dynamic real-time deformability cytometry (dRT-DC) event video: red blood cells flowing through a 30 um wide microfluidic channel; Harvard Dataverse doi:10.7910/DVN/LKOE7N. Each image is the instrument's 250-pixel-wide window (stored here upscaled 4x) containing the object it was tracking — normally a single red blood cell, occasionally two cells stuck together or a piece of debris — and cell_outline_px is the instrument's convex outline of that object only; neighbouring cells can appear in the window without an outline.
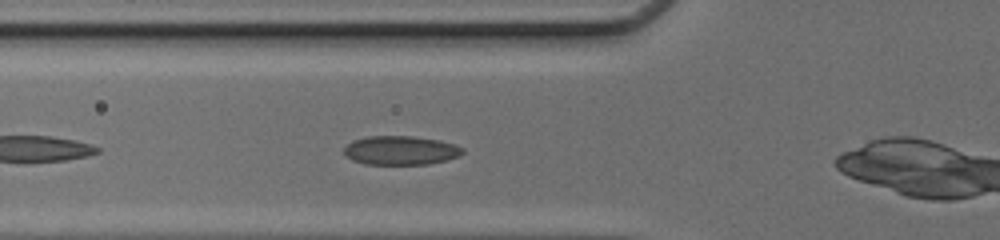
{"species": "common noctule bat (a hibernating species)", "species_latin": "Nyctalus noctula", "temperature_condition": "cold", "stored_images_in_passage": 28, "camera_frame_rate_fps": 3000, "um_per_image_px": 0.085, "animal": {"sex": "female", "body_mass_g": 17.0, "forearm_length_mm": 48.0}, "frame": {"image": 1, "passage_image": 6, "time_ms": 1.667, "image_size_px": [1000, 240], "cell_outline_px": [[464, 152], [460, 156], [428, 164], [364, 164], [352, 160], [344, 156], [344, 148], [352, 140], [368, 136], [412, 136], [440, 140], [456, 144], [464, 148]], "centroid_in_image_um": [34.05, 12.78], "position_along_channel_um": 91.7, "area_um2": 20.17}}
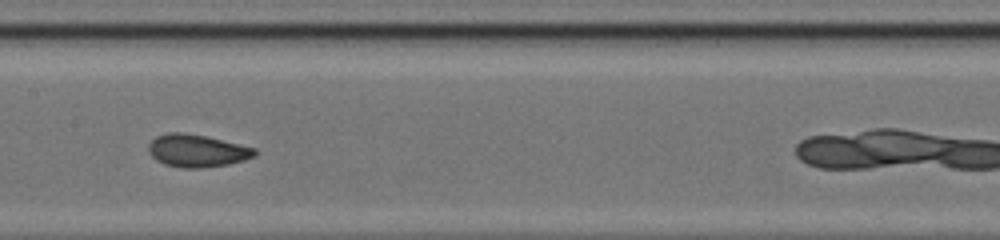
{"frame": {"image": 2, "passage_image": 13, "time_ms": 4.0, "image_size_px": [1000, 240], "cell_outline_px": [[256, 156], [244, 160], [228, 164], [200, 168], [184, 168], [164, 164], [156, 160], [148, 152], [148, 144], [156, 136], [168, 132], [184, 132], [204, 136], [256, 148]], "centroid_in_image_um": [16.72, 12.81], "position_along_channel_um": 190.7, "area_um2": 20.11}}
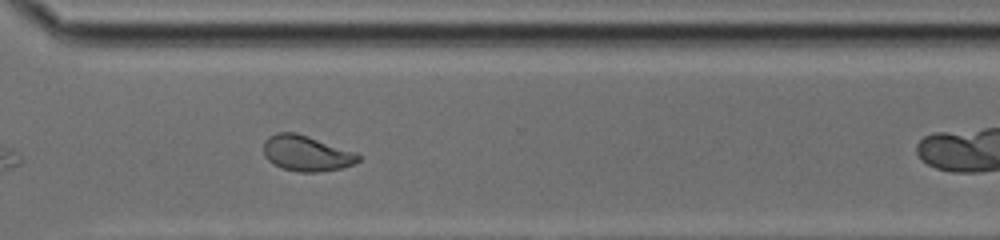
{"frame": {"image": 3, "passage_image": 24, "time_ms": 7.667, "image_size_px": [1000, 240], "cell_outline_px": [[360, 160], [352, 164], [340, 168], [320, 172], [300, 172], [280, 168], [272, 164], [264, 156], [264, 140], [268, 136], [276, 132], [296, 132], [356, 152], [360, 156]], "centroid_in_image_um": [26.01, 13.03], "position_along_channel_um": 344.6, "area_um2": 19.77}}